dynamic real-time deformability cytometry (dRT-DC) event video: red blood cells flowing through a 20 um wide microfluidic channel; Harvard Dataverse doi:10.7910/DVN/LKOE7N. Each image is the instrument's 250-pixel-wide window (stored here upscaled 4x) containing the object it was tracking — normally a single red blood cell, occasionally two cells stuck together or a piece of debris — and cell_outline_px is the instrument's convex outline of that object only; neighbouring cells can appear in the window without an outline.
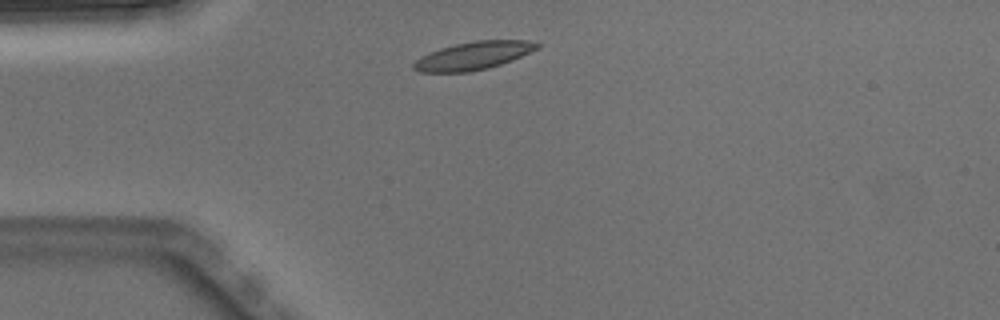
{"species": "Egyptian fruit bat (a non-hibernating species)", "species_latin": "Rousettus aegyptiacus", "temperature_condition": "warm", "stored_images_in_passage": 1, "camera_frame_rate_fps": 3000, "um_per_image_px": 0.085, "animal": {"sex": "male"}, "frame": {"image": 1, "passage_image": 1, "time_ms": 0.0, "image_size_px": [1000, 320], "cell_outline_px": [[540, 48], [500, 64], [488, 68], [468, 72], [420, 72], [412, 68], [412, 64], [420, 56], [440, 48], [456, 44], [476, 40], [528, 40], [540, 44]], "centroid_in_image_um": [40.21, 4.73], "position_along_channel_um": 44.8, "area_um2": 20.0}}